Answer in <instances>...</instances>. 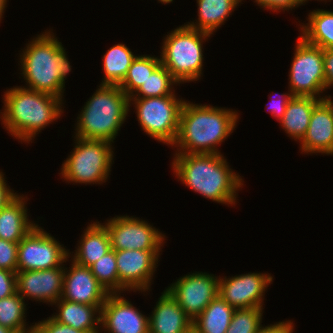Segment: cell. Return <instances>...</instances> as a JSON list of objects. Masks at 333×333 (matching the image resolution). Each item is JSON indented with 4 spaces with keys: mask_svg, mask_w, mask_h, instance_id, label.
<instances>
[{
    "mask_svg": "<svg viewBox=\"0 0 333 333\" xmlns=\"http://www.w3.org/2000/svg\"><path fill=\"white\" fill-rule=\"evenodd\" d=\"M299 143L302 154L333 156V115L322 101L314 107L308 129Z\"/></svg>",
    "mask_w": 333,
    "mask_h": 333,
    "instance_id": "18",
    "label": "cell"
},
{
    "mask_svg": "<svg viewBox=\"0 0 333 333\" xmlns=\"http://www.w3.org/2000/svg\"><path fill=\"white\" fill-rule=\"evenodd\" d=\"M307 16L308 22L298 25L300 36L306 42L322 49H333V11L316 9Z\"/></svg>",
    "mask_w": 333,
    "mask_h": 333,
    "instance_id": "26",
    "label": "cell"
},
{
    "mask_svg": "<svg viewBox=\"0 0 333 333\" xmlns=\"http://www.w3.org/2000/svg\"><path fill=\"white\" fill-rule=\"evenodd\" d=\"M160 64L159 56L137 55L129 67L124 80L118 86L130 98Z\"/></svg>",
    "mask_w": 333,
    "mask_h": 333,
    "instance_id": "29",
    "label": "cell"
},
{
    "mask_svg": "<svg viewBox=\"0 0 333 333\" xmlns=\"http://www.w3.org/2000/svg\"><path fill=\"white\" fill-rule=\"evenodd\" d=\"M185 99L176 95L129 98L142 131L158 142L172 146L178 132L180 113Z\"/></svg>",
    "mask_w": 333,
    "mask_h": 333,
    "instance_id": "8",
    "label": "cell"
},
{
    "mask_svg": "<svg viewBox=\"0 0 333 333\" xmlns=\"http://www.w3.org/2000/svg\"><path fill=\"white\" fill-rule=\"evenodd\" d=\"M7 2H9L8 0H0V22L1 20L4 18V12L6 10V6H7Z\"/></svg>",
    "mask_w": 333,
    "mask_h": 333,
    "instance_id": "42",
    "label": "cell"
},
{
    "mask_svg": "<svg viewBox=\"0 0 333 333\" xmlns=\"http://www.w3.org/2000/svg\"><path fill=\"white\" fill-rule=\"evenodd\" d=\"M137 55L123 42L110 47L102 57L104 76L100 84L119 85Z\"/></svg>",
    "mask_w": 333,
    "mask_h": 333,
    "instance_id": "27",
    "label": "cell"
},
{
    "mask_svg": "<svg viewBox=\"0 0 333 333\" xmlns=\"http://www.w3.org/2000/svg\"><path fill=\"white\" fill-rule=\"evenodd\" d=\"M324 105L329 109V111L331 112V114L333 115V100L331 95H322L321 99H320Z\"/></svg>",
    "mask_w": 333,
    "mask_h": 333,
    "instance_id": "41",
    "label": "cell"
},
{
    "mask_svg": "<svg viewBox=\"0 0 333 333\" xmlns=\"http://www.w3.org/2000/svg\"><path fill=\"white\" fill-rule=\"evenodd\" d=\"M239 113L225 107L185 100L176 139L175 153L221 154L218 146L236 130Z\"/></svg>",
    "mask_w": 333,
    "mask_h": 333,
    "instance_id": "2",
    "label": "cell"
},
{
    "mask_svg": "<svg viewBox=\"0 0 333 333\" xmlns=\"http://www.w3.org/2000/svg\"><path fill=\"white\" fill-rule=\"evenodd\" d=\"M325 90L333 88V49H323Z\"/></svg>",
    "mask_w": 333,
    "mask_h": 333,
    "instance_id": "40",
    "label": "cell"
},
{
    "mask_svg": "<svg viewBox=\"0 0 333 333\" xmlns=\"http://www.w3.org/2000/svg\"><path fill=\"white\" fill-rule=\"evenodd\" d=\"M273 94H276L278 96H280V99L276 98V100L274 99L275 96H273ZM271 95H268L270 100H271V104L266 105V110L269 111V113H271V116L276 119L277 121H280L284 115V113L286 112V108L287 105L289 103V101L293 98V94L291 93V91L288 89L287 93H274ZM271 96V97H270ZM274 97V98H272ZM278 99V100H277Z\"/></svg>",
    "mask_w": 333,
    "mask_h": 333,
    "instance_id": "36",
    "label": "cell"
},
{
    "mask_svg": "<svg viewBox=\"0 0 333 333\" xmlns=\"http://www.w3.org/2000/svg\"><path fill=\"white\" fill-rule=\"evenodd\" d=\"M130 110L129 97L118 85L100 84L79 111L74 135L114 143Z\"/></svg>",
    "mask_w": 333,
    "mask_h": 333,
    "instance_id": "5",
    "label": "cell"
},
{
    "mask_svg": "<svg viewBox=\"0 0 333 333\" xmlns=\"http://www.w3.org/2000/svg\"><path fill=\"white\" fill-rule=\"evenodd\" d=\"M74 148L62 163L58 173L66 183L102 185L111 175L114 164V146L105 140L74 136Z\"/></svg>",
    "mask_w": 333,
    "mask_h": 333,
    "instance_id": "7",
    "label": "cell"
},
{
    "mask_svg": "<svg viewBox=\"0 0 333 333\" xmlns=\"http://www.w3.org/2000/svg\"><path fill=\"white\" fill-rule=\"evenodd\" d=\"M171 167L178 181L203 198L222 205L237 204L244 179L231 169L224 154L174 153Z\"/></svg>",
    "mask_w": 333,
    "mask_h": 333,
    "instance_id": "1",
    "label": "cell"
},
{
    "mask_svg": "<svg viewBox=\"0 0 333 333\" xmlns=\"http://www.w3.org/2000/svg\"><path fill=\"white\" fill-rule=\"evenodd\" d=\"M65 265L46 270L17 271V293L26 301L52 306L62 296Z\"/></svg>",
    "mask_w": 333,
    "mask_h": 333,
    "instance_id": "16",
    "label": "cell"
},
{
    "mask_svg": "<svg viewBox=\"0 0 333 333\" xmlns=\"http://www.w3.org/2000/svg\"><path fill=\"white\" fill-rule=\"evenodd\" d=\"M58 39L51 28L30 38L19 53L18 65L22 72L19 74L26 82L22 87L63 99L72 66L66 48Z\"/></svg>",
    "mask_w": 333,
    "mask_h": 333,
    "instance_id": "4",
    "label": "cell"
},
{
    "mask_svg": "<svg viewBox=\"0 0 333 333\" xmlns=\"http://www.w3.org/2000/svg\"><path fill=\"white\" fill-rule=\"evenodd\" d=\"M289 69L288 89L293 96L321 99L325 90L323 49L297 37Z\"/></svg>",
    "mask_w": 333,
    "mask_h": 333,
    "instance_id": "9",
    "label": "cell"
},
{
    "mask_svg": "<svg viewBox=\"0 0 333 333\" xmlns=\"http://www.w3.org/2000/svg\"><path fill=\"white\" fill-rule=\"evenodd\" d=\"M16 292V272L0 268V299L12 296Z\"/></svg>",
    "mask_w": 333,
    "mask_h": 333,
    "instance_id": "37",
    "label": "cell"
},
{
    "mask_svg": "<svg viewBox=\"0 0 333 333\" xmlns=\"http://www.w3.org/2000/svg\"><path fill=\"white\" fill-rule=\"evenodd\" d=\"M102 224L108 230L114 250H162L167 238L165 233L134 215H116Z\"/></svg>",
    "mask_w": 333,
    "mask_h": 333,
    "instance_id": "11",
    "label": "cell"
},
{
    "mask_svg": "<svg viewBox=\"0 0 333 333\" xmlns=\"http://www.w3.org/2000/svg\"><path fill=\"white\" fill-rule=\"evenodd\" d=\"M90 270L109 294L119 293L116 250L108 251L90 266Z\"/></svg>",
    "mask_w": 333,
    "mask_h": 333,
    "instance_id": "31",
    "label": "cell"
},
{
    "mask_svg": "<svg viewBox=\"0 0 333 333\" xmlns=\"http://www.w3.org/2000/svg\"><path fill=\"white\" fill-rule=\"evenodd\" d=\"M4 173L0 170V210L6 207L11 201H13L19 193H16L14 189L10 188L6 183L7 180L4 177ZM15 192V193H14Z\"/></svg>",
    "mask_w": 333,
    "mask_h": 333,
    "instance_id": "39",
    "label": "cell"
},
{
    "mask_svg": "<svg viewBox=\"0 0 333 333\" xmlns=\"http://www.w3.org/2000/svg\"><path fill=\"white\" fill-rule=\"evenodd\" d=\"M1 96L4 104L0 110L1 125L21 144L32 143L36 135L64 113V99L48 93L13 86Z\"/></svg>",
    "mask_w": 333,
    "mask_h": 333,
    "instance_id": "3",
    "label": "cell"
},
{
    "mask_svg": "<svg viewBox=\"0 0 333 333\" xmlns=\"http://www.w3.org/2000/svg\"><path fill=\"white\" fill-rule=\"evenodd\" d=\"M57 310L52 317L65 325L87 333H100L101 308L59 299L52 306ZM98 325V326H97Z\"/></svg>",
    "mask_w": 333,
    "mask_h": 333,
    "instance_id": "22",
    "label": "cell"
},
{
    "mask_svg": "<svg viewBox=\"0 0 333 333\" xmlns=\"http://www.w3.org/2000/svg\"><path fill=\"white\" fill-rule=\"evenodd\" d=\"M102 331L104 333H149V317L124 298V294H109L101 308L100 332Z\"/></svg>",
    "mask_w": 333,
    "mask_h": 333,
    "instance_id": "15",
    "label": "cell"
},
{
    "mask_svg": "<svg viewBox=\"0 0 333 333\" xmlns=\"http://www.w3.org/2000/svg\"><path fill=\"white\" fill-rule=\"evenodd\" d=\"M162 250H116L119 293L151 291ZM147 291V292H146Z\"/></svg>",
    "mask_w": 333,
    "mask_h": 333,
    "instance_id": "13",
    "label": "cell"
},
{
    "mask_svg": "<svg viewBox=\"0 0 333 333\" xmlns=\"http://www.w3.org/2000/svg\"><path fill=\"white\" fill-rule=\"evenodd\" d=\"M18 242H10L0 238V268L17 272Z\"/></svg>",
    "mask_w": 333,
    "mask_h": 333,
    "instance_id": "33",
    "label": "cell"
},
{
    "mask_svg": "<svg viewBox=\"0 0 333 333\" xmlns=\"http://www.w3.org/2000/svg\"><path fill=\"white\" fill-rule=\"evenodd\" d=\"M28 197L20 193L6 207L0 210V238L10 242H19L36 225V221L29 219Z\"/></svg>",
    "mask_w": 333,
    "mask_h": 333,
    "instance_id": "21",
    "label": "cell"
},
{
    "mask_svg": "<svg viewBox=\"0 0 333 333\" xmlns=\"http://www.w3.org/2000/svg\"><path fill=\"white\" fill-rule=\"evenodd\" d=\"M302 1L306 5V3H308L309 0H302ZM310 1H312V0H310ZM316 1H322V2L324 1L326 4L328 1L330 2L331 0H328V1L327 0H316Z\"/></svg>",
    "mask_w": 333,
    "mask_h": 333,
    "instance_id": "45",
    "label": "cell"
},
{
    "mask_svg": "<svg viewBox=\"0 0 333 333\" xmlns=\"http://www.w3.org/2000/svg\"><path fill=\"white\" fill-rule=\"evenodd\" d=\"M77 242L75 252H68L69 258L85 267H90L112 249L108 230L98 220L87 225Z\"/></svg>",
    "mask_w": 333,
    "mask_h": 333,
    "instance_id": "20",
    "label": "cell"
},
{
    "mask_svg": "<svg viewBox=\"0 0 333 333\" xmlns=\"http://www.w3.org/2000/svg\"><path fill=\"white\" fill-rule=\"evenodd\" d=\"M271 273L248 272L220 277L218 294L233 308L263 307L264 295L273 282Z\"/></svg>",
    "mask_w": 333,
    "mask_h": 333,
    "instance_id": "14",
    "label": "cell"
},
{
    "mask_svg": "<svg viewBox=\"0 0 333 333\" xmlns=\"http://www.w3.org/2000/svg\"><path fill=\"white\" fill-rule=\"evenodd\" d=\"M321 100L314 97L293 96L289 101L286 112L279 121L280 127L287 137L300 142L309 126L310 117L314 107Z\"/></svg>",
    "mask_w": 333,
    "mask_h": 333,
    "instance_id": "24",
    "label": "cell"
},
{
    "mask_svg": "<svg viewBox=\"0 0 333 333\" xmlns=\"http://www.w3.org/2000/svg\"><path fill=\"white\" fill-rule=\"evenodd\" d=\"M244 1V0H242ZM255 4L259 6L260 9L263 8V10L276 12L278 14L279 12L292 11V9L295 10V8L299 6L305 5L302 0H254Z\"/></svg>",
    "mask_w": 333,
    "mask_h": 333,
    "instance_id": "35",
    "label": "cell"
},
{
    "mask_svg": "<svg viewBox=\"0 0 333 333\" xmlns=\"http://www.w3.org/2000/svg\"><path fill=\"white\" fill-rule=\"evenodd\" d=\"M149 317V333H192V320L165 289Z\"/></svg>",
    "mask_w": 333,
    "mask_h": 333,
    "instance_id": "19",
    "label": "cell"
},
{
    "mask_svg": "<svg viewBox=\"0 0 333 333\" xmlns=\"http://www.w3.org/2000/svg\"><path fill=\"white\" fill-rule=\"evenodd\" d=\"M165 289L193 321L218 295L219 277L194 271L179 277Z\"/></svg>",
    "mask_w": 333,
    "mask_h": 333,
    "instance_id": "12",
    "label": "cell"
},
{
    "mask_svg": "<svg viewBox=\"0 0 333 333\" xmlns=\"http://www.w3.org/2000/svg\"><path fill=\"white\" fill-rule=\"evenodd\" d=\"M0 333H15V332L10 330L9 328L0 325Z\"/></svg>",
    "mask_w": 333,
    "mask_h": 333,
    "instance_id": "43",
    "label": "cell"
},
{
    "mask_svg": "<svg viewBox=\"0 0 333 333\" xmlns=\"http://www.w3.org/2000/svg\"><path fill=\"white\" fill-rule=\"evenodd\" d=\"M174 0H158V3H162V4H170L171 2L173 3Z\"/></svg>",
    "mask_w": 333,
    "mask_h": 333,
    "instance_id": "44",
    "label": "cell"
},
{
    "mask_svg": "<svg viewBox=\"0 0 333 333\" xmlns=\"http://www.w3.org/2000/svg\"><path fill=\"white\" fill-rule=\"evenodd\" d=\"M198 18L186 22V25L214 35L227 19L232 15L242 0H196ZM195 21V22H194Z\"/></svg>",
    "mask_w": 333,
    "mask_h": 333,
    "instance_id": "23",
    "label": "cell"
},
{
    "mask_svg": "<svg viewBox=\"0 0 333 333\" xmlns=\"http://www.w3.org/2000/svg\"><path fill=\"white\" fill-rule=\"evenodd\" d=\"M211 36L186 24L179 25L164 36L160 61L179 84L201 80L205 60L203 43Z\"/></svg>",
    "mask_w": 333,
    "mask_h": 333,
    "instance_id": "6",
    "label": "cell"
},
{
    "mask_svg": "<svg viewBox=\"0 0 333 333\" xmlns=\"http://www.w3.org/2000/svg\"><path fill=\"white\" fill-rule=\"evenodd\" d=\"M25 300L16 292L12 296L0 299V325L15 333H31L32 325L26 322L27 306Z\"/></svg>",
    "mask_w": 333,
    "mask_h": 333,
    "instance_id": "28",
    "label": "cell"
},
{
    "mask_svg": "<svg viewBox=\"0 0 333 333\" xmlns=\"http://www.w3.org/2000/svg\"><path fill=\"white\" fill-rule=\"evenodd\" d=\"M35 333H87L56 321L52 316L34 323Z\"/></svg>",
    "mask_w": 333,
    "mask_h": 333,
    "instance_id": "34",
    "label": "cell"
},
{
    "mask_svg": "<svg viewBox=\"0 0 333 333\" xmlns=\"http://www.w3.org/2000/svg\"><path fill=\"white\" fill-rule=\"evenodd\" d=\"M69 250L37 224L18 242L17 271L60 267L69 262Z\"/></svg>",
    "mask_w": 333,
    "mask_h": 333,
    "instance_id": "10",
    "label": "cell"
},
{
    "mask_svg": "<svg viewBox=\"0 0 333 333\" xmlns=\"http://www.w3.org/2000/svg\"><path fill=\"white\" fill-rule=\"evenodd\" d=\"M70 261L71 266L65 267L61 299L102 308L109 293L92 274L90 267Z\"/></svg>",
    "mask_w": 333,
    "mask_h": 333,
    "instance_id": "17",
    "label": "cell"
},
{
    "mask_svg": "<svg viewBox=\"0 0 333 333\" xmlns=\"http://www.w3.org/2000/svg\"><path fill=\"white\" fill-rule=\"evenodd\" d=\"M263 307L236 309L226 333H257L262 326Z\"/></svg>",
    "mask_w": 333,
    "mask_h": 333,
    "instance_id": "32",
    "label": "cell"
},
{
    "mask_svg": "<svg viewBox=\"0 0 333 333\" xmlns=\"http://www.w3.org/2000/svg\"><path fill=\"white\" fill-rule=\"evenodd\" d=\"M293 322L292 320H283L267 326L264 324L257 333H293L295 327Z\"/></svg>",
    "mask_w": 333,
    "mask_h": 333,
    "instance_id": "38",
    "label": "cell"
},
{
    "mask_svg": "<svg viewBox=\"0 0 333 333\" xmlns=\"http://www.w3.org/2000/svg\"><path fill=\"white\" fill-rule=\"evenodd\" d=\"M175 86L180 85L172 74L160 64L130 98L176 95Z\"/></svg>",
    "mask_w": 333,
    "mask_h": 333,
    "instance_id": "30",
    "label": "cell"
},
{
    "mask_svg": "<svg viewBox=\"0 0 333 333\" xmlns=\"http://www.w3.org/2000/svg\"><path fill=\"white\" fill-rule=\"evenodd\" d=\"M235 310L218 294L192 321V333H226Z\"/></svg>",
    "mask_w": 333,
    "mask_h": 333,
    "instance_id": "25",
    "label": "cell"
}]
</instances>
